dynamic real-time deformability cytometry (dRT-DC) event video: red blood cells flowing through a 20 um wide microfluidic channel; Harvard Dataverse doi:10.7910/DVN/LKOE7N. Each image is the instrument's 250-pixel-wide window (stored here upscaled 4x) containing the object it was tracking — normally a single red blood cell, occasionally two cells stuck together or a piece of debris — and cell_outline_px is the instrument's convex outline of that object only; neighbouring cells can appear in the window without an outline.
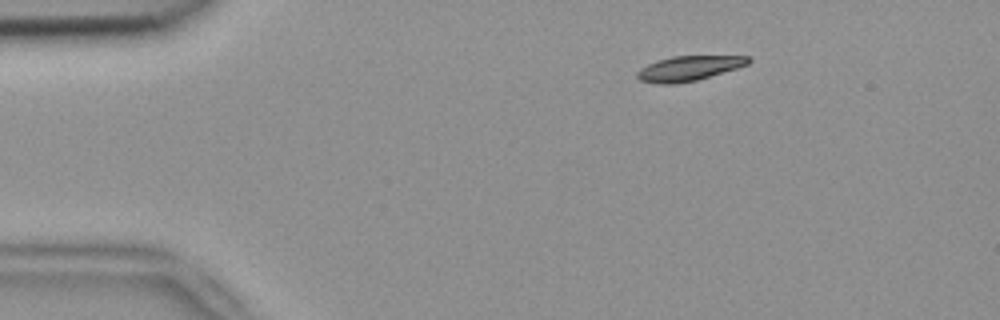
{"species": "common noctule bat (a hibernating species)", "species_latin": "Nyctalus noctula", "temperature_condition": "room temperature", "stored_images_in_passage": 4, "segment_of_instrument_passage": [1, 2], "camera_frame_rate_fps": 3000, "um_per_image_px": 0.085, "animal": {"sex": "female", "body_mass_g": 18.4}, "frame": {"image": 1, "passage_image": 1, "time_ms": 0.0, "image_size_px": [1000, 320], "cell_outline_px": [[752, 60], [748, 64], [736, 68], [696, 80], [676, 84], [660, 84], [640, 80], [636, 76], [636, 72], [640, 68], [648, 64], [672, 56], [748, 56]], "centroid_in_image_um": [58.53, 5.81], "position_along_channel_um": 26.5, "area_um2": 15.9}}